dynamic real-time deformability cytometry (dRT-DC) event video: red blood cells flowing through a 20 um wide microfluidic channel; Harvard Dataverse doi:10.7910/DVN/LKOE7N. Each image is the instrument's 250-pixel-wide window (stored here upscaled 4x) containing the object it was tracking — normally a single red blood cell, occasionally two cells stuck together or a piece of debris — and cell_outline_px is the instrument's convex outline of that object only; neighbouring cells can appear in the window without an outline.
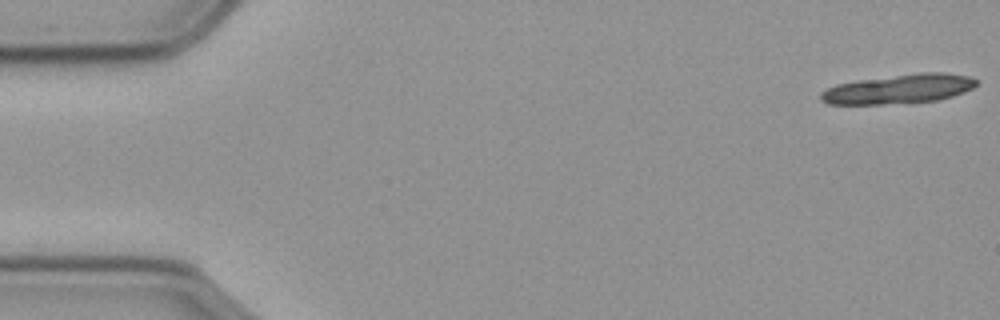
{"species": "common noctule bat (a hibernating species)", "species_latin": "Nyctalus noctula", "temperature_condition": "cold", "stored_images_in_passage": 41, "segment_of_instrument_passage": [1, 2], "camera_frame_rate_fps": 3000, "um_per_image_px": 0.085, "animal": {"sex": "male", "body_mass_g": 23.1, "forearm_length_mm": 52.7}, "frame": {"image": 1, "passage_image": 1, "time_ms": 0.0, "image_size_px": [1000, 320], "cell_outline_px": [[980, 80], [972, 88], [964, 92], [940, 100], [884, 104], [828, 104], [820, 100], [820, 92], [836, 84], [860, 80], [920, 72], [944, 72], [968, 76]], "centroid_in_image_um": [76.42, 7.56], "position_along_channel_um": 8.6, "area_um2": 26.53}}